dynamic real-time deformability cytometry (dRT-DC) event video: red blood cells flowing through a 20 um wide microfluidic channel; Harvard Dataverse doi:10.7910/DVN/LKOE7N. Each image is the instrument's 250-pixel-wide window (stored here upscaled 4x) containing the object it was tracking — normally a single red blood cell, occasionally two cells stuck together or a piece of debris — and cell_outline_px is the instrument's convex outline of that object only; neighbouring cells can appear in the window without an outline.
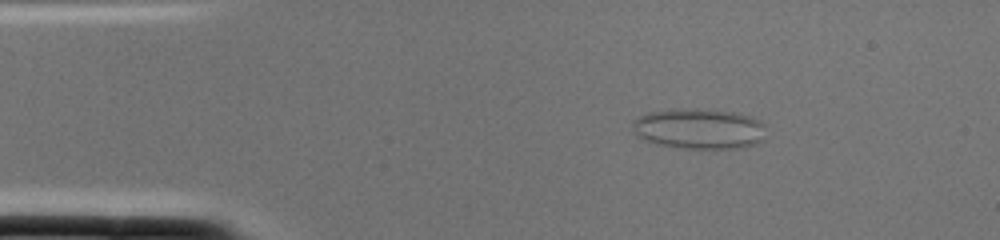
{"species": "common noctule bat (a hibernating species)", "species_latin": "Nyctalus noctula", "temperature_condition": "cold", "stored_images_in_passage": 1, "camera_frame_rate_fps": 3000, "um_per_image_px": 0.085, "animal": {"sex": "female", "body_mass_g": 22.0, "forearm_length_mm": 56.7}, "frame": {"image": 1, "passage_image": 1, "time_ms": 0.0, "image_size_px": [1000, 240], "cell_outline_px": [[764, 140], [756, 144], [736, 148], [680, 148], [656, 144], [644, 140], [636, 136], [632, 128], [632, 120], [636, 116], [648, 112], [688, 108], [696, 108], [736, 112], [752, 116], [760, 120], [764, 124]], "centroid_in_image_um": [59.4, 10.93], "position_along_channel_um": 25.6, "area_um2": 31.96}}